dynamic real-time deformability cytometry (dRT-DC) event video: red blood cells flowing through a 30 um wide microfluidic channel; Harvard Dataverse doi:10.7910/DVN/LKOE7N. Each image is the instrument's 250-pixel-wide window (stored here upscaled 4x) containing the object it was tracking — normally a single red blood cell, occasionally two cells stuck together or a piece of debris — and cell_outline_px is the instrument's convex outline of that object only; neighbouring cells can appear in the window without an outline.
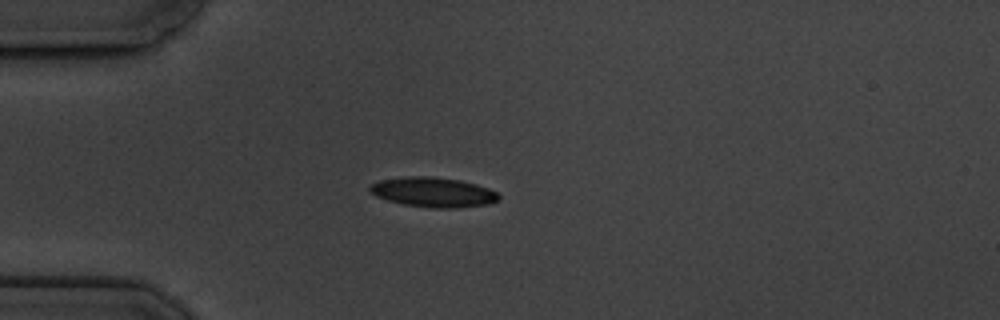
{"species": "common noctule bat (a hibernating species)", "species_latin": "Nyctalus noctula", "temperature_condition": "cold", "stored_images_in_passage": 6, "camera_frame_rate_fps": 3000, "um_per_image_px": 0.085, "animal": {"sex": "male", "body_mass_g": 19.5, "forearm_length_mm": 54.6}, "frame": {"image": 1, "passage_image": 4, "time_ms": 3.333, "image_size_px": [1000, 320], "cell_outline_px": [[500, 200], [488, 204], [456, 208], [432, 208], [404, 204], [388, 200], [376, 196], [368, 188], [372, 184], [380, 180], [408, 176], [432, 176], [460, 180], [476, 184], [488, 188], [496, 192], [500, 196]], "centroid_in_image_um": [36.85, 16.33], "position_along_channel_um": 48.1, "area_um2": 22.31}}